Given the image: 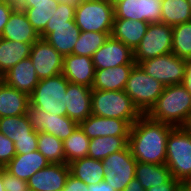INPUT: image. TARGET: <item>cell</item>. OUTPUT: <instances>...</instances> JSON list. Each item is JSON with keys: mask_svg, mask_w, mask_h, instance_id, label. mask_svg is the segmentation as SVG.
Masks as SVG:
<instances>
[{"mask_svg": "<svg viewBox=\"0 0 191 191\" xmlns=\"http://www.w3.org/2000/svg\"><path fill=\"white\" fill-rule=\"evenodd\" d=\"M70 174L87 185L96 184L104 180V166L102 160L84 157L68 164Z\"/></svg>", "mask_w": 191, "mask_h": 191, "instance_id": "27", "label": "cell"}, {"mask_svg": "<svg viewBox=\"0 0 191 191\" xmlns=\"http://www.w3.org/2000/svg\"><path fill=\"white\" fill-rule=\"evenodd\" d=\"M15 155L14 142L0 132V166H6Z\"/></svg>", "mask_w": 191, "mask_h": 191, "instance_id": "38", "label": "cell"}, {"mask_svg": "<svg viewBox=\"0 0 191 191\" xmlns=\"http://www.w3.org/2000/svg\"><path fill=\"white\" fill-rule=\"evenodd\" d=\"M3 186L5 191H27L28 183L25 180L19 179L9 172H4Z\"/></svg>", "mask_w": 191, "mask_h": 191, "instance_id": "40", "label": "cell"}, {"mask_svg": "<svg viewBox=\"0 0 191 191\" xmlns=\"http://www.w3.org/2000/svg\"><path fill=\"white\" fill-rule=\"evenodd\" d=\"M69 83L62 73L40 79L29 95L30 106L55 115L66 116V89Z\"/></svg>", "mask_w": 191, "mask_h": 191, "instance_id": "4", "label": "cell"}, {"mask_svg": "<svg viewBox=\"0 0 191 191\" xmlns=\"http://www.w3.org/2000/svg\"><path fill=\"white\" fill-rule=\"evenodd\" d=\"M81 1H93V2H95V1H101V0H81Z\"/></svg>", "mask_w": 191, "mask_h": 191, "instance_id": "54", "label": "cell"}, {"mask_svg": "<svg viewBox=\"0 0 191 191\" xmlns=\"http://www.w3.org/2000/svg\"><path fill=\"white\" fill-rule=\"evenodd\" d=\"M74 21L81 32L111 33L114 23L113 1H81L75 8Z\"/></svg>", "mask_w": 191, "mask_h": 191, "instance_id": "5", "label": "cell"}, {"mask_svg": "<svg viewBox=\"0 0 191 191\" xmlns=\"http://www.w3.org/2000/svg\"><path fill=\"white\" fill-rule=\"evenodd\" d=\"M26 116L36 133L52 134L61 141L67 139L79 126V123L67 116L55 115L31 106L27 108Z\"/></svg>", "mask_w": 191, "mask_h": 191, "instance_id": "11", "label": "cell"}, {"mask_svg": "<svg viewBox=\"0 0 191 191\" xmlns=\"http://www.w3.org/2000/svg\"><path fill=\"white\" fill-rule=\"evenodd\" d=\"M24 11L27 19L40 35L46 28V24L57 11L51 6H36V8H20Z\"/></svg>", "mask_w": 191, "mask_h": 191, "instance_id": "36", "label": "cell"}, {"mask_svg": "<svg viewBox=\"0 0 191 191\" xmlns=\"http://www.w3.org/2000/svg\"><path fill=\"white\" fill-rule=\"evenodd\" d=\"M81 30L75 21H68V24L46 26L40 34L63 57L73 54V49L78 41Z\"/></svg>", "mask_w": 191, "mask_h": 191, "instance_id": "16", "label": "cell"}, {"mask_svg": "<svg viewBox=\"0 0 191 191\" xmlns=\"http://www.w3.org/2000/svg\"><path fill=\"white\" fill-rule=\"evenodd\" d=\"M181 182L173 176L165 183L151 186L145 191H174Z\"/></svg>", "mask_w": 191, "mask_h": 191, "instance_id": "44", "label": "cell"}, {"mask_svg": "<svg viewBox=\"0 0 191 191\" xmlns=\"http://www.w3.org/2000/svg\"><path fill=\"white\" fill-rule=\"evenodd\" d=\"M58 3L68 4L69 6H72L76 8L80 3L81 0H56Z\"/></svg>", "mask_w": 191, "mask_h": 191, "instance_id": "49", "label": "cell"}, {"mask_svg": "<svg viewBox=\"0 0 191 191\" xmlns=\"http://www.w3.org/2000/svg\"><path fill=\"white\" fill-rule=\"evenodd\" d=\"M165 164L180 182L191 175V134L181 127H174L167 138Z\"/></svg>", "mask_w": 191, "mask_h": 191, "instance_id": "7", "label": "cell"}, {"mask_svg": "<svg viewBox=\"0 0 191 191\" xmlns=\"http://www.w3.org/2000/svg\"><path fill=\"white\" fill-rule=\"evenodd\" d=\"M91 112L105 118L126 120L130 125L143 115L124 90H92Z\"/></svg>", "mask_w": 191, "mask_h": 191, "instance_id": "3", "label": "cell"}, {"mask_svg": "<svg viewBox=\"0 0 191 191\" xmlns=\"http://www.w3.org/2000/svg\"><path fill=\"white\" fill-rule=\"evenodd\" d=\"M104 180L116 191H124L129 182L135 178L137 161L132 156L129 146L110 154L102 160Z\"/></svg>", "mask_w": 191, "mask_h": 191, "instance_id": "10", "label": "cell"}, {"mask_svg": "<svg viewBox=\"0 0 191 191\" xmlns=\"http://www.w3.org/2000/svg\"><path fill=\"white\" fill-rule=\"evenodd\" d=\"M110 35L111 33L103 32H81L74 46L73 54L92 58L93 54L104 44Z\"/></svg>", "mask_w": 191, "mask_h": 191, "instance_id": "35", "label": "cell"}, {"mask_svg": "<svg viewBox=\"0 0 191 191\" xmlns=\"http://www.w3.org/2000/svg\"><path fill=\"white\" fill-rule=\"evenodd\" d=\"M50 163H65L63 141L52 134L38 133V149Z\"/></svg>", "mask_w": 191, "mask_h": 191, "instance_id": "33", "label": "cell"}, {"mask_svg": "<svg viewBox=\"0 0 191 191\" xmlns=\"http://www.w3.org/2000/svg\"><path fill=\"white\" fill-rule=\"evenodd\" d=\"M55 14L48 21L46 26L68 24V21H74L75 8L68 4L58 3Z\"/></svg>", "mask_w": 191, "mask_h": 191, "instance_id": "37", "label": "cell"}, {"mask_svg": "<svg viewBox=\"0 0 191 191\" xmlns=\"http://www.w3.org/2000/svg\"><path fill=\"white\" fill-rule=\"evenodd\" d=\"M95 66L89 56L70 54L63 57V76L73 84L92 88L95 77Z\"/></svg>", "mask_w": 191, "mask_h": 191, "instance_id": "18", "label": "cell"}, {"mask_svg": "<svg viewBox=\"0 0 191 191\" xmlns=\"http://www.w3.org/2000/svg\"><path fill=\"white\" fill-rule=\"evenodd\" d=\"M49 164L44 155L36 150L26 154H16L5 167L11 175L27 182L35 172Z\"/></svg>", "mask_w": 191, "mask_h": 191, "instance_id": "22", "label": "cell"}, {"mask_svg": "<svg viewBox=\"0 0 191 191\" xmlns=\"http://www.w3.org/2000/svg\"><path fill=\"white\" fill-rule=\"evenodd\" d=\"M114 19L161 22V0H112Z\"/></svg>", "mask_w": 191, "mask_h": 191, "instance_id": "12", "label": "cell"}, {"mask_svg": "<svg viewBox=\"0 0 191 191\" xmlns=\"http://www.w3.org/2000/svg\"><path fill=\"white\" fill-rule=\"evenodd\" d=\"M174 191H188V190L186 189V187H185L182 183H180V184L176 187V189H175Z\"/></svg>", "mask_w": 191, "mask_h": 191, "instance_id": "53", "label": "cell"}, {"mask_svg": "<svg viewBox=\"0 0 191 191\" xmlns=\"http://www.w3.org/2000/svg\"><path fill=\"white\" fill-rule=\"evenodd\" d=\"M92 61L95 70L114 68L123 64H136L134 51L111 36L93 54Z\"/></svg>", "mask_w": 191, "mask_h": 191, "instance_id": "14", "label": "cell"}, {"mask_svg": "<svg viewBox=\"0 0 191 191\" xmlns=\"http://www.w3.org/2000/svg\"><path fill=\"white\" fill-rule=\"evenodd\" d=\"M186 133L191 134V112L186 117L183 124L180 126Z\"/></svg>", "mask_w": 191, "mask_h": 191, "instance_id": "48", "label": "cell"}, {"mask_svg": "<svg viewBox=\"0 0 191 191\" xmlns=\"http://www.w3.org/2000/svg\"><path fill=\"white\" fill-rule=\"evenodd\" d=\"M172 177L166 164H150L137 162L135 168V178L142 187L147 190L151 186H156L167 182Z\"/></svg>", "mask_w": 191, "mask_h": 191, "instance_id": "29", "label": "cell"}, {"mask_svg": "<svg viewBox=\"0 0 191 191\" xmlns=\"http://www.w3.org/2000/svg\"><path fill=\"white\" fill-rule=\"evenodd\" d=\"M128 145L129 136H99L90 139L87 157L103 160L110 154L126 149Z\"/></svg>", "mask_w": 191, "mask_h": 191, "instance_id": "28", "label": "cell"}, {"mask_svg": "<svg viewBox=\"0 0 191 191\" xmlns=\"http://www.w3.org/2000/svg\"><path fill=\"white\" fill-rule=\"evenodd\" d=\"M16 7H19L25 0H9Z\"/></svg>", "mask_w": 191, "mask_h": 191, "instance_id": "52", "label": "cell"}, {"mask_svg": "<svg viewBox=\"0 0 191 191\" xmlns=\"http://www.w3.org/2000/svg\"><path fill=\"white\" fill-rule=\"evenodd\" d=\"M186 61L172 52L139 63L145 73L164 86L183 84Z\"/></svg>", "mask_w": 191, "mask_h": 191, "instance_id": "9", "label": "cell"}, {"mask_svg": "<svg viewBox=\"0 0 191 191\" xmlns=\"http://www.w3.org/2000/svg\"><path fill=\"white\" fill-rule=\"evenodd\" d=\"M29 57L39 80L62 73L63 56L43 38L31 46Z\"/></svg>", "mask_w": 191, "mask_h": 191, "instance_id": "13", "label": "cell"}, {"mask_svg": "<svg viewBox=\"0 0 191 191\" xmlns=\"http://www.w3.org/2000/svg\"><path fill=\"white\" fill-rule=\"evenodd\" d=\"M91 96V88L69 83L66 89V116L77 123L90 116Z\"/></svg>", "mask_w": 191, "mask_h": 191, "instance_id": "19", "label": "cell"}, {"mask_svg": "<svg viewBox=\"0 0 191 191\" xmlns=\"http://www.w3.org/2000/svg\"><path fill=\"white\" fill-rule=\"evenodd\" d=\"M172 53L188 60L191 57V21L172 27Z\"/></svg>", "mask_w": 191, "mask_h": 191, "instance_id": "34", "label": "cell"}, {"mask_svg": "<svg viewBox=\"0 0 191 191\" xmlns=\"http://www.w3.org/2000/svg\"><path fill=\"white\" fill-rule=\"evenodd\" d=\"M181 183L186 187L188 191H191V175L187 176Z\"/></svg>", "mask_w": 191, "mask_h": 191, "instance_id": "51", "label": "cell"}, {"mask_svg": "<svg viewBox=\"0 0 191 191\" xmlns=\"http://www.w3.org/2000/svg\"><path fill=\"white\" fill-rule=\"evenodd\" d=\"M6 171L5 166H0V191H5L3 186L4 172Z\"/></svg>", "mask_w": 191, "mask_h": 191, "instance_id": "50", "label": "cell"}, {"mask_svg": "<svg viewBox=\"0 0 191 191\" xmlns=\"http://www.w3.org/2000/svg\"><path fill=\"white\" fill-rule=\"evenodd\" d=\"M87 187L90 191H116L115 188H112L105 180L96 184H89Z\"/></svg>", "mask_w": 191, "mask_h": 191, "instance_id": "45", "label": "cell"}, {"mask_svg": "<svg viewBox=\"0 0 191 191\" xmlns=\"http://www.w3.org/2000/svg\"><path fill=\"white\" fill-rule=\"evenodd\" d=\"M183 85L186 87L187 91L191 94V61L189 59L186 61Z\"/></svg>", "mask_w": 191, "mask_h": 191, "instance_id": "46", "label": "cell"}, {"mask_svg": "<svg viewBox=\"0 0 191 191\" xmlns=\"http://www.w3.org/2000/svg\"><path fill=\"white\" fill-rule=\"evenodd\" d=\"M161 23L171 27L191 21V6L188 0H161Z\"/></svg>", "mask_w": 191, "mask_h": 191, "instance_id": "30", "label": "cell"}, {"mask_svg": "<svg viewBox=\"0 0 191 191\" xmlns=\"http://www.w3.org/2000/svg\"><path fill=\"white\" fill-rule=\"evenodd\" d=\"M190 112L191 94L183 84H175L165 86L146 115L154 121L180 127Z\"/></svg>", "mask_w": 191, "mask_h": 191, "instance_id": "2", "label": "cell"}, {"mask_svg": "<svg viewBox=\"0 0 191 191\" xmlns=\"http://www.w3.org/2000/svg\"><path fill=\"white\" fill-rule=\"evenodd\" d=\"M90 138L84 133L80 126L63 141L65 163L69 164L77 159L88 156Z\"/></svg>", "mask_w": 191, "mask_h": 191, "instance_id": "31", "label": "cell"}, {"mask_svg": "<svg viewBox=\"0 0 191 191\" xmlns=\"http://www.w3.org/2000/svg\"><path fill=\"white\" fill-rule=\"evenodd\" d=\"M32 131V125L26 114L0 118V132L14 143L18 139L30 138Z\"/></svg>", "mask_w": 191, "mask_h": 191, "instance_id": "32", "label": "cell"}, {"mask_svg": "<svg viewBox=\"0 0 191 191\" xmlns=\"http://www.w3.org/2000/svg\"><path fill=\"white\" fill-rule=\"evenodd\" d=\"M135 64H123L114 68L95 71L92 90H124L129 74Z\"/></svg>", "mask_w": 191, "mask_h": 191, "instance_id": "24", "label": "cell"}, {"mask_svg": "<svg viewBox=\"0 0 191 191\" xmlns=\"http://www.w3.org/2000/svg\"><path fill=\"white\" fill-rule=\"evenodd\" d=\"M31 44L0 37V77L19 61L30 56Z\"/></svg>", "mask_w": 191, "mask_h": 191, "instance_id": "26", "label": "cell"}, {"mask_svg": "<svg viewBox=\"0 0 191 191\" xmlns=\"http://www.w3.org/2000/svg\"><path fill=\"white\" fill-rule=\"evenodd\" d=\"M1 38L33 45L40 35L29 22L24 11L16 7L5 25Z\"/></svg>", "mask_w": 191, "mask_h": 191, "instance_id": "21", "label": "cell"}, {"mask_svg": "<svg viewBox=\"0 0 191 191\" xmlns=\"http://www.w3.org/2000/svg\"><path fill=\"white\" fill-rule=\"evenodd\" d=\"M62 191H90V190L88 189L86 183L69 174V177Z\"/></svg>", "mask_w": 191, "mask_h": 191, "instance_id": "42", "label": "cell"}, {"mask_svg": "<svg viewBox=\"0 0 191 191\" xmlns=\"http://www.w3.org/2000/svg\"><path fill=\"white\" fill-rule=\"evenodd\" d=\"M84 133L94 139L99 136H129L131 125L126 120L91 114L79 123Z\"/></svg>", "mask_w": 191, "mask_h": 191, "instance_id": "17", "label": "cell"}, {"mask_svg": "<svg viewBox=\"0 0 191 191\" xmlns=\"http://www.w3.org/2000/svg\"><path fill=\"white\" fill-rule=\"evenodd\" d=\"M36 6H51V8H57L58 2L56 0H25L19 8H36Z\"/></svg>", "mask_w": 191, "mask_h": 191, "instance_id": "43", "label": "cell"}, {"mask_svg": "<svg viewBox=\"0 0 191 191\" xmlns=\"http://www.w3.org/2000/svg\"><path fill=\"white\" fill-rule=\"evenodd\" d=\"M165 86L147 75L139 64L129 74L125 93L142 114H146L160 97Z\"/></svg>", "mask_w": 191, "mask_h": 191, "instance_id": "6", "label": "cell"}, {"mask_svg": "<svg viewBox=\"0 0 191 191\" xmlns=\"http://www.w3.org/2000/svg\"><path fill=\"white\" fill-rule=\"evenodd\" d=\"M16 8L9 0L0 1V37L3 33L5 25L8 23L9 17Z\"/></svg>", "mask_w": 191, "mask_h": 191, "instance_id": "41", "label": "cell"}, {"mask_svg": "<svg viewBox=\"0 0 191 191\" xmlns=\"http://www.w3.org/2000/svg\"><path fill=\"white\" fill-rule=\"evenodd\" d=\"M6 85L30 95L39 83L35 67L30 57L19 61L0 77Z\"/></svg>", "mask_w": 191, "mask_h": 191, "instance_id": "20", "label": "cell"}, {"mask_svg": "<svg viewBox=\"0 0 191 191\" xmlns=\"http://www.w3.org/2000/svg\"><path fill=\"white\" fill-rule=\"evenodd\" d=\"M172 27L165 23H149L147 32L134 50L136 64L172 52Z\"/></svg>", "mask_w": 191, "mask_h": 191, "instance_id": "8", "label": "cell"}, {"mask_svg": "<svg viewBox=\"0 0 191 191\" xmlns=\"http://www.w3.org/2000/svg\"><path fill=\"white\" fill-rule=\"evenodd\" d=\"M30 106L29 95L0 80V118L25 115Z\"/></svg>", "mask_w": 191, "mask_h": 191, "instance_id": "25", "label": "cell"}, {"mask_svg": "<svg viewBox=\"0 0 191 191\" xmlns=\"http://www.w3.org/2000/svg\"><path fill=\"white\" fill-rule=\"evenodd\" d=\"M16 154H26L38 149V133L34 130L30 133V138L18 139L15 143Z\"/></svg>", "mask_w": 191, "mask_h": 191, "instance_id": "39", "label": "cell"}, {"mask_svg": "<svg viewBox=\"0 0 191 191\" xmlns=\"http://www.w3.org/2000/svg\"><path fill=\"white\" fill-rule=\"evenodd\" d=\"M124 191H145L140 182L134 178L131 182L128 183Z\"/></svg>", "mask_w": 191, "mask_h": 191, "instance_id": "47", "label": "cell"}, {"mask_svg": "<svg viewBox=\"0 0 191 191\" xmlns=\"http://www.w3.org/2000/svg\"><path fill=\"white\" fill-rule=\"evenodd\" d=\"M174 127L143 114L131 125L129 148L137 162L166 163L167 138Z\"/></svg>", "mask_w": 191, "mask_h": 191, "instance_id": "1", "label": "cell"}, {"mask_svg": "<svg viewBox=\"0 0 191 191\" xmlns=\"http://www.w3.org/2000/svg\"><path fill=\"white\" fill-rule=\"evenodd\" d=\"M70 174L67 163H50L27 181L32 191H62Z\"/></svg>", "mask_w": 191, "mask_h": 191, "instance_id": "15", "label": "cell"}, {"mask_svg": "<svg viewBox=\"0 0 191 191\" xmlns=\"http://www.w3.org/2000/svg\"><path fill=\"white\" fill-rule=\"evenodd\" d=\"M148 26L149 23L144 21L114 19L110 36L121 41L134 51L147 32Z\"/></svg>", "mask_w": 191, "mask_h": 191, "instance_id": "23", "label": "cell"}]
</instances>
